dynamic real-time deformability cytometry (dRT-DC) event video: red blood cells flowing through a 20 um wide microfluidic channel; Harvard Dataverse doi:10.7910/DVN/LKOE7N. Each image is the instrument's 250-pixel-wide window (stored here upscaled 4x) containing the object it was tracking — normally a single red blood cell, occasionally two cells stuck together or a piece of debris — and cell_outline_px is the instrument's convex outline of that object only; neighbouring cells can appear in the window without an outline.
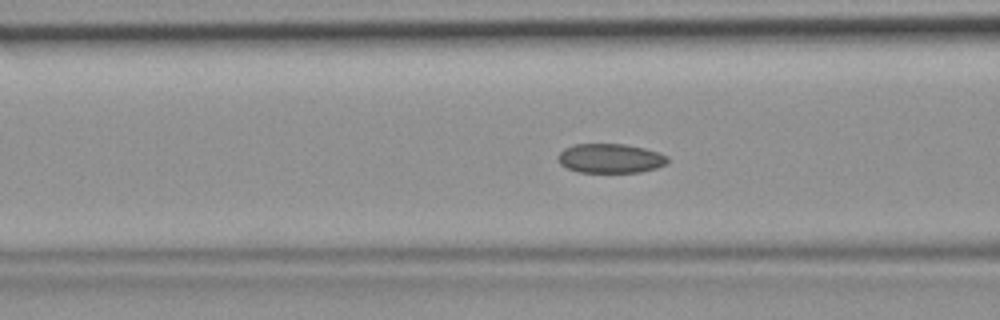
{"species": "common noctule bat (a hibernating species)", "species_latin": "Nyctalus noctula", "temperature_condition": "room temperature", "stored_images_in_passage": 39, "camera_frame_rate_fps": 3000, "um_per_image_px": 0.085, "animal": {"sex": "female", "body_mass_g": 19.9}, "frame": {"image": 1, "passage_image": 9, "time_ms": 2.667, "image_size_px": [1000, 320], "cell_outline_px": [[668, 160], [664, 164], [656, 168], [640, 172], [580, 172], [568, 168], [560, 164], [556, 160], [556, 156], [564, 148], [572, 144], [624, 144], [644, 148], [668, 156]], "centroid_in_image_um": [51.82, 13.45], "position_along_channel_um": 114.8, "area_um2": 18.73}}
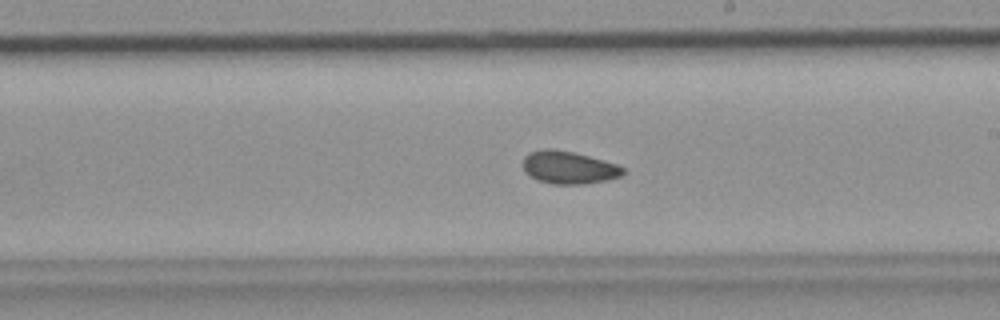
{"frame": {"image": 2, "passage_image": 18, "time_ms": 5.667, "image_size_px": [1000, 320], "cell_outline_px": [[628, 172], [620, 176], [608, 180], [584, 184], [552, 184], [536, 180], [524, 172], [524, 156], [528, 152], [544, 148], [552, 148], [572, 152], [588, 156], [616, 164], [624, 168]], "centroid_in_image_um": [48.33, 14.24], "position_along_channel_um": 240.7, "area_um2": 19.19}}
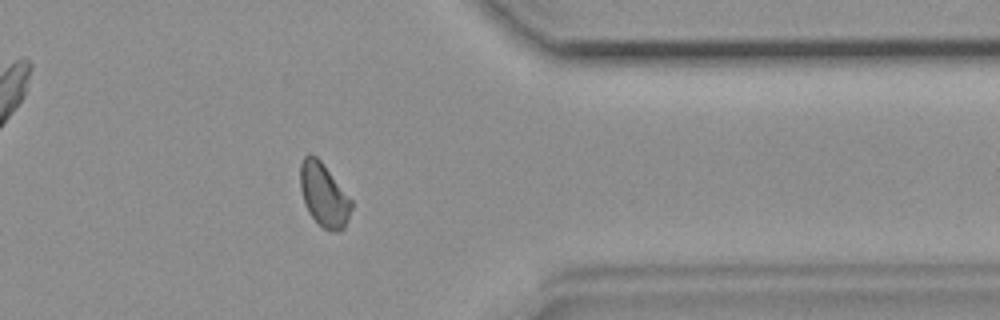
{"frame": {"image": 3, "passage_image": 29, "time_ms": 9.333, "image_size_px": [1000, 320], "cell_outline_px": [[352, 208], [348, 220], [344, 228], [340, 232], [328, 232], [308, 212], [304, 204], [300, 188], [300, 164], [304, 156], [308, 152], [312, 152], [324, 164], [352, 200]], "centroid_in_image_um": [27.52, 16.56], "position_along_channel_um": 383.9, "area_um2": 19.19}}